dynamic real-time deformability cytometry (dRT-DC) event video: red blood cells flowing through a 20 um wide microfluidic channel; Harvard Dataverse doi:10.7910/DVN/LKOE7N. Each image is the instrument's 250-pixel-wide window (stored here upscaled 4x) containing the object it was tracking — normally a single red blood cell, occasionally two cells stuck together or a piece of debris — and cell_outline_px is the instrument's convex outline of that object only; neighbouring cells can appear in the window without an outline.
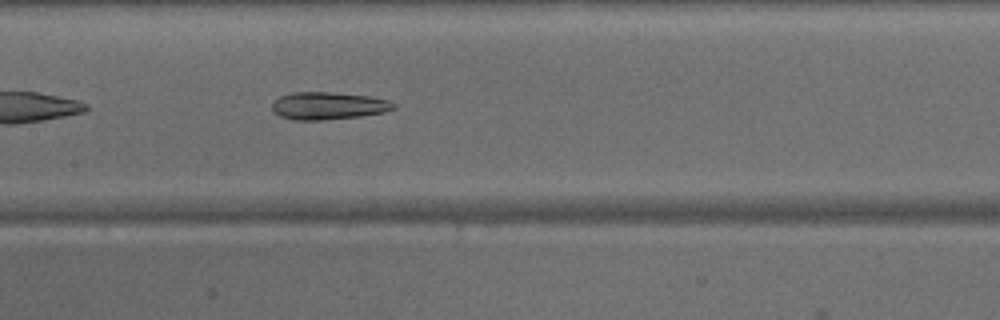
{"species": "common noctule bat (a hibernating species)", "species_latin": "Nyctalus noctula", "temperature_condition": "warm", "stored_images_in_passage": 34, "camera_frame_rate_fps": 3000, "um_per_image_px": 0.085, "animal": {"sex": "male", "body_mass_g": 15.6}, "frame": {"image": 1, "passage_image": 10, "time_ms": 3.0, "image_size_px": [1000, 320], "cell_outline_px": [[396, 108], [384, 112], [360, 116], [320, 120], [292, 120], [280, 116], [272, 108], [272, 104], [280, 96], [292, 92], [328, 92], [368, 96], [388, 100], [396, 104]], "centroid_in_image_um": [27.9, 8.99], "position_along_channel_um": 179.5, "area_um2": 19.31}}
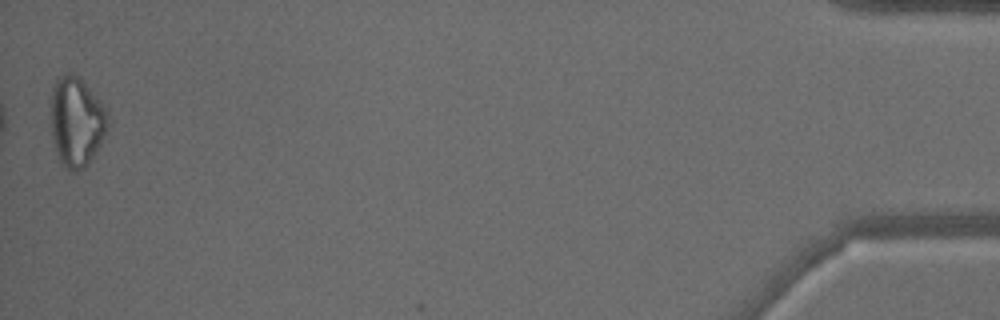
{"frame": {"image": 2, "passage_image": 34, "time_ms": 11.0, "image_size_px": [1000, 320], "cell_outline_px": [[108, 124], [104, 136], [100, 144], [88, 164], [84, 168], [72, 172], [68, 172], [60, 164], [52, 140], [52, 88], [56, 80], [68, 72], [76, 76], [104, 104], [108, 112]], "centroid_in_image_um": [6.5, 10.4], "position_along_channel_um": 428.7, "area_um2": 29.54}}